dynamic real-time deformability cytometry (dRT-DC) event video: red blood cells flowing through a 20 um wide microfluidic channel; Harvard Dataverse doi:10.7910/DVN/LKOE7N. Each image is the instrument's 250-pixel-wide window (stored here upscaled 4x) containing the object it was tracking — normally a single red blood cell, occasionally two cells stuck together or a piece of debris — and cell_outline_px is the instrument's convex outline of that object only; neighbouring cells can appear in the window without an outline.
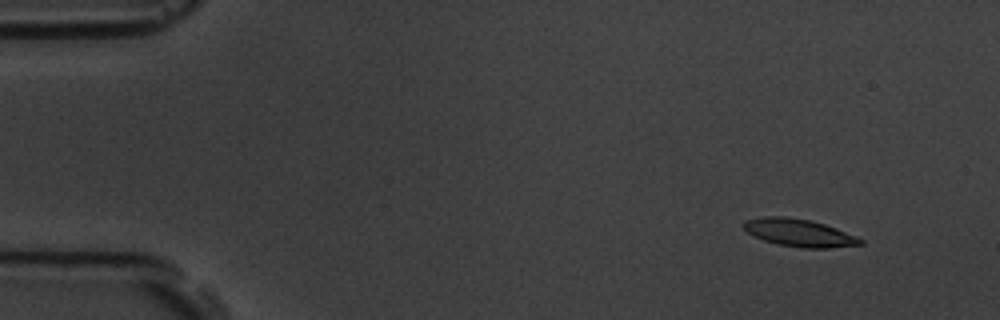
{"species": "common noctule bat (a hibernating species)", "species_latin": "Nyctalus noctula", "temperature_condition": "room temperature", "stored_images_in_passage": 15, "camera_frame_rate_fps": 3000, "um_per_image_px": 0.085, "animal": {"sex": "male", "body_mass_g": 19.5, "forearm_length_mm": 54.6}, "frame": {"image": 1, "passage_image": 2, "time_ms": 1.0, "image_size_px": [1000, 320], "cell_outline_px": [[864, 244], [828, 248], [804, 248], [780, 244], [764, 240], [748, 232], [744, 228], [744, 220], [764, 216], [784, 216], [808, 220], [824, 224], [836, 228], [856, 236], [864, 240]], "centroid_in_image_um": [67.95, 19.78], "position_along_channel_um": 17.0, "area_um2": 18.5}}
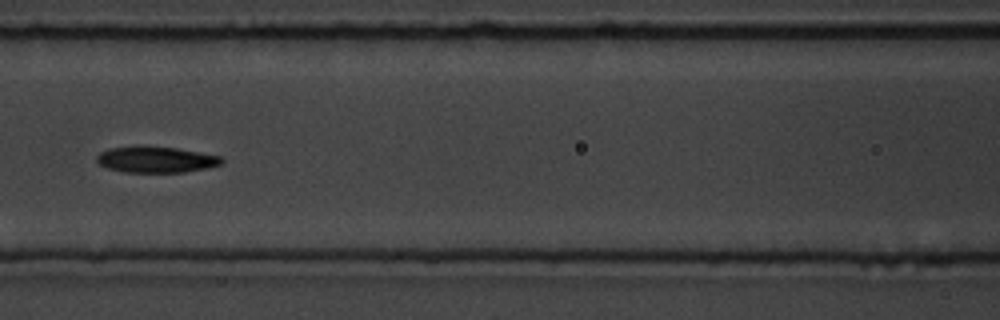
{"frame": {"image": 2, "passage_image": 7, "time_ms": 7.667, "image_size_px": [1000, 320], "cell_outline_px": [[224, 160], [220, 164], [208, 168], [184, 172], [124, 172], [108, 168], [100, 164], [96, 160], [96, 156], [100, 152], [108, 148], [140, 144], [176, 148], [200, 152], [220, 156]], "centroid_in_image_um": [13.22, 13.54], "position_along_channel_um": 153.4, "area_um2": 19.36}}
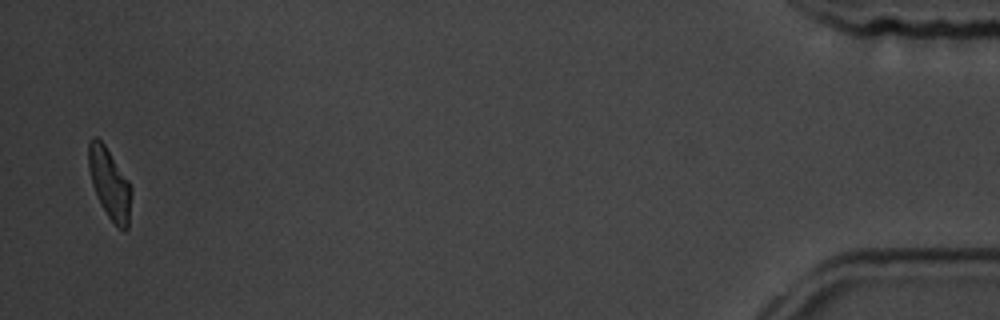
{"frame": {"image": 3, "passage_image": 15, "time_ms": 17.667, "image_size_px": [1000, 320], "cell_outline_px": [[132, 192], [128, 228], [124, 232], [108, 216], [100, 204], [92, 184], [88, 168], [88, 140], [92, 136], [96, 136], [104, 144], [128, 180], [132, 188]], "centroid_in_image_um": [9.31, 15.59], "position_along_channel_um": 425.9, "area_um2": 17.63}, "authors_computed_cell_mechanics": {"area_um2": 18.6116, "velocity_mm_per_s": 3.6178, "shape_relaxation_time_tau1_ms": 3.5159, "shape_relaxation_time_tau2_ms": null, "deformation_change_tau1": 0.1148, "deformation_change_tau2": null}}